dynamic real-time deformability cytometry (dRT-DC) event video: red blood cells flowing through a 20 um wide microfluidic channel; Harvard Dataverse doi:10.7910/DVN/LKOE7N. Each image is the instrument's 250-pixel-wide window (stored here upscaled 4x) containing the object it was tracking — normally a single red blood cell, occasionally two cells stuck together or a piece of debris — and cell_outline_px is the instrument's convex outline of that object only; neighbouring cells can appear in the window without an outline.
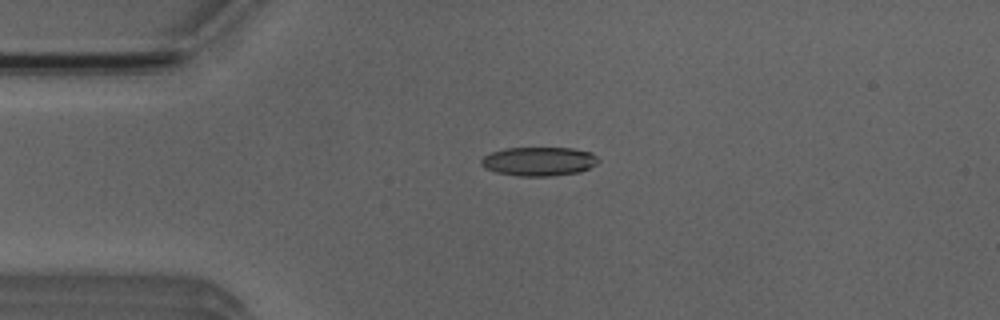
{"species": "Egyptian fruit bat (a non-hibernating species)", "species_latin": "Rousettus aegyptiacus", "temperature_condition": "room temperature", "stored_images_in_passage": 5, "camera_frame_rate_fps": 3000, "um_per_image_px": 0.085, "animal": {"sex": "male"}, "frame": {"image": 1, "passage_image": 4, "time_ms": 3.667, "image_size_px": [1000, 320], "cell_outline_px": [[600, 160], [596, 164], [580, 172], [552, 176], [520, 176], [496, 172], [484, 168], [480, 164], [480, 160], [484, 156], [492, 152], [504, 148], [572, 148], [592, 152]], "centroid_in_image_um": [45.8, 13.71], "position_along_channel_um": 39.2, "area_um2": 19.83}}